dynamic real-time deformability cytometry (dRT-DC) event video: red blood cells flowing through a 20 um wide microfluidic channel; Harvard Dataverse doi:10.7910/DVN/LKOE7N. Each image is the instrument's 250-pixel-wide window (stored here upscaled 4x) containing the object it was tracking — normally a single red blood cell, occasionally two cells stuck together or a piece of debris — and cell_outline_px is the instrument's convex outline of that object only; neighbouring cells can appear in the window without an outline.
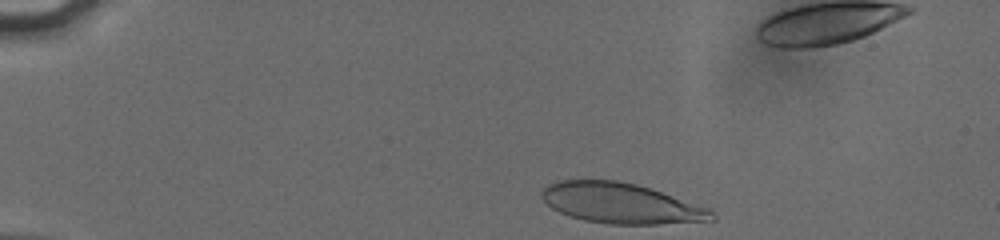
{"species": "human", "species_latin": "Homo sapiens", "temperature_condition": "cold", "stored_images_in_passage": 36, "camera_frame_rate_fps": 3000, "um_per_image_px": 0.085, "donor": {"sex": "male"}, "frame": {"image": 1, "passage_image": 1, "time_ms": 0.0, "image_size_px": [1000, 240], "cell_outline_px": [[716, 220], [656, 224], [608, 224], [584, 220], [568, 216], [552, 208], [544, 200], [544, 188], [548, 184], [556, 180], [616, 180], [636, 184], [708, 208], [716, 216]], "centroid_in_image_um": [52.76, 17.28], "position_along_channel_um": 32.2, "area_um2": 39.48}}
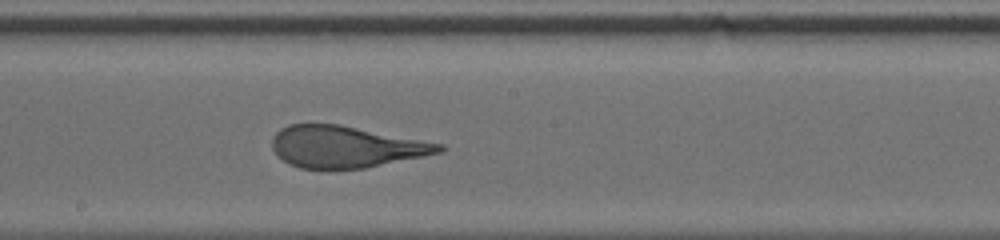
{"frame": {"image": 2, "passage_image": 22, "time_ms": 7.0, "image_size_px": [1000, 240], "cell_outline_px": [[444, 148], [440, 152], [364, 168], [328, 172], [300, 168], [288, 164], [272, 148], [272, 136], [280, 128], [288, 124], [340, 124], [444, 144]], "centroid_in_image_um": [29.32, 12.5], "position_along_channel_um": 218.9, "area_um2": 41.04}}
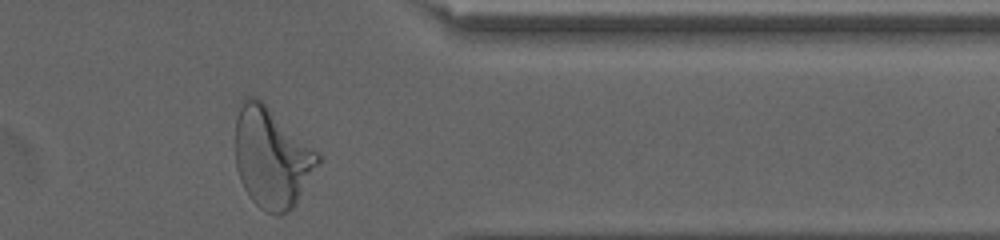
{"frame": {"image": 3, "passage_image": 36, "time_ms": 11.667, "image_size_px": [1000, 240], "cell_outline_px": [[320, 164], [296, 204], [292, 208], [280, 216], [276, 216], [260, 208], [252, 200], [244, 188], [240, 180], [236, 168], [236, 116], [244, 100], [248, 96], [252, 96], [260, 100], [320, 152]], "centroid_in_image_um": [23.13, 13.44], "position_along_channel_um": 388.3, "area_um2": 48.21}, "authors_computed_cell_mechanics": {"area_um2": 41.5582, "velocity_mm_per_s": 3.8062, "shape_relaxation_time_tau1_ms": 5.8171, "shape_relaxation_time_tau2_ms": 0.7053, "deformation_change_tau1": 0.2477, "deformation_change_tau2": 0.0891}}